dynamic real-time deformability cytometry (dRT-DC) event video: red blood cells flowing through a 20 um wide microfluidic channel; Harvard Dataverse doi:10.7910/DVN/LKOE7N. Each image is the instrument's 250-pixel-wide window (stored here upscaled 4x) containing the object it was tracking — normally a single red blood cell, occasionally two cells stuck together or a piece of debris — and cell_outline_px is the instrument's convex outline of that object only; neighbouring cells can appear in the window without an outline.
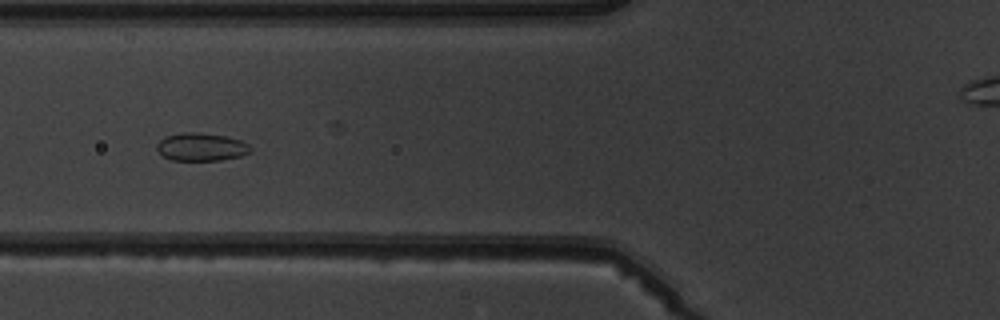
{"species": "common noctule bat (a hibernating species)", "species_latin": "Nyctalus noctula", "temperature_condition": "warm", "stored_images_in_passage": 9, "camera_frame_rate_fps": 3000, "um_per_image_px": 0.085, "animal": {"sex": "male", "body_mass_g": 19.5, "forearm_length_mm": 54.6}, "frame": {"image": 1, "passage_image": 6, "time_ms": 6.667, "image_size_px": [1000, 320], "cell_outline_px": [[252, 152], [240, 156], [220, 160], [172, 160], [164, 156], [156, 148], [156, 144], [164, 136], [180, 132], [196, 132], [228, 136], [240, 140], [248, 144], [252, 148]], "centroid_in_image_um": [17.11, 12.47], "position_along_channel_um": 108.7, "area_um2": 15.37}}
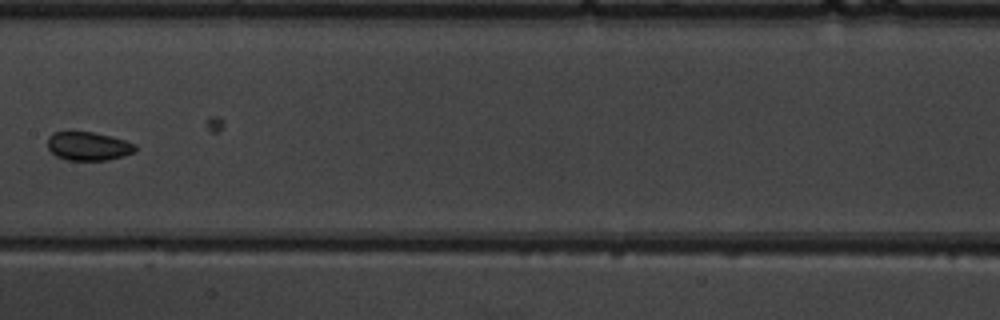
{"frame": {"image": 2, "passage_image": 8, "time_ms": 9.0, "image_size_px": [1000, 320], "cell_outline_px": [[136, 152], [124, 156], [108, 160], [68, 160], [56, 156], [48, 148], [48, 136], [52, 132], [72, 128], [112, 136], [136, 144]], "centroid_in_image_um": [7.47, 12.37], "position_along_channel_um": 199.9, "area_um2": 15.26}}
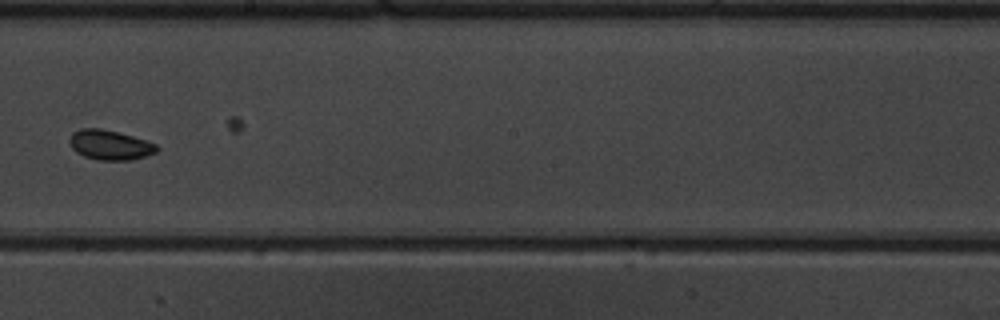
{"frame": {"image": 3, "passage_image": 9, "time_ms": 10.0, "image_size_px": [1000, 320], "cell_outline_px": [[160, 148], [156, 152], [132, 160], [96, 160], [84, 156], [76, 152], [72, 148], [68, 140], [72, 132], [80, 128], [100, 128], [132, 136], [156, 144]], "centroid_in_image_um": [9.31, 12.32], "position_along_channel_um": 238.9, "area_um2": 15.14}}